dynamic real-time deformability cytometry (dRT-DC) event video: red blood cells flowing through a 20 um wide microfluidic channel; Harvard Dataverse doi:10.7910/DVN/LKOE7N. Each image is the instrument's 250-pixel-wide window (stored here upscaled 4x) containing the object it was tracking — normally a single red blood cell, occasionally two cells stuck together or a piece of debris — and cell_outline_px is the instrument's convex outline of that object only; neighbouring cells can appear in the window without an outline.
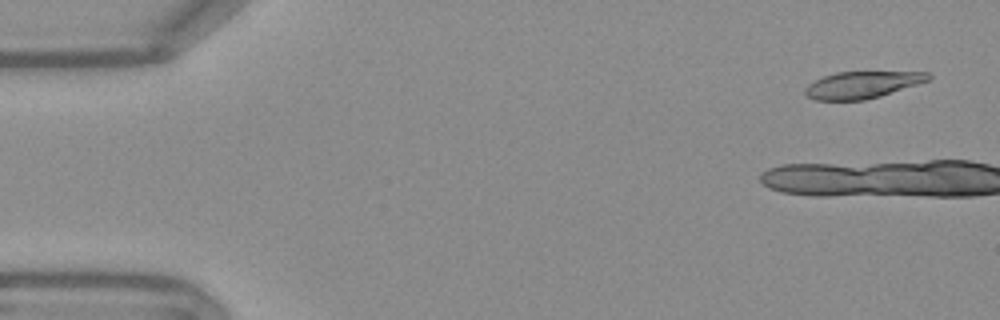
{"species": "Egyptian fruit bat (a non-hibernating species)", "species_latin": "Rousettus aegyptiacus", "temperature_condition": "warm", "stored_images_in_passage": 3, "camera_frame_rate_fps": 3000, "um_per_image_px": 0.085, "frame": {"image": 1, "passage_image": 1, "time_ms": 0.0, "image_size_px": [1000, 320], "cell_outline_px": [[932, 76], [928, 80], [880, 96], [864, 100], [816, 100], [804, 96], [804, 88], [808, 84], [824, 76], [836, 72], [928, 72]], "centroid_in_image_um": [73.23, 7.21], "position_along_channel_um": 11.8, "area_um2": 19.13}}